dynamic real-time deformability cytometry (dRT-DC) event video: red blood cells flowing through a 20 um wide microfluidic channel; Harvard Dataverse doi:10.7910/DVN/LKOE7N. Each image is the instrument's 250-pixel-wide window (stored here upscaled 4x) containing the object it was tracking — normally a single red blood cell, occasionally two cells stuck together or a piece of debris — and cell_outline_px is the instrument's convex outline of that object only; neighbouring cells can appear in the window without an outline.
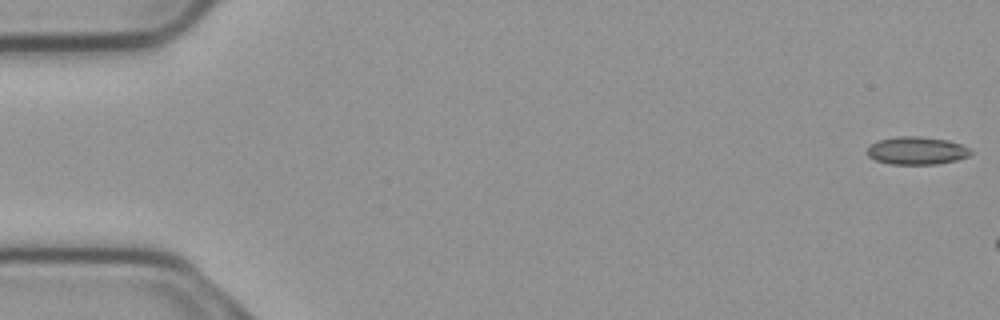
{"species": "common noctule bat (a hibernating species)", "species_latin": "Nyctalus noctula", "temperature_condition": "cold", "stored_images_in_passage": 12, "camera_frame_rate_fps": 3000, "um_per_image_px": 0.085, "animal": {"sex": "male", "body_mass_g": 23.1, "forearm_length_mm": 52.7}, "frame": {"image": 1, "passage_image": 1, "time_ms": 0.0, "image_size_px": [1000, 320], "cell_outline_px": [[976, 152], [968, 156], [956, 160], [936, 164], [892, 164], [876, 160], [868, 156], [864, 152], [868, 144], [876, 140], [896, 136], [920, 136], [948, 140], [960, 144]], "centroid_in_image_um": [77.87, 12.79], "position_along_channel_um": 7.1, "area_um2": 17.11}}